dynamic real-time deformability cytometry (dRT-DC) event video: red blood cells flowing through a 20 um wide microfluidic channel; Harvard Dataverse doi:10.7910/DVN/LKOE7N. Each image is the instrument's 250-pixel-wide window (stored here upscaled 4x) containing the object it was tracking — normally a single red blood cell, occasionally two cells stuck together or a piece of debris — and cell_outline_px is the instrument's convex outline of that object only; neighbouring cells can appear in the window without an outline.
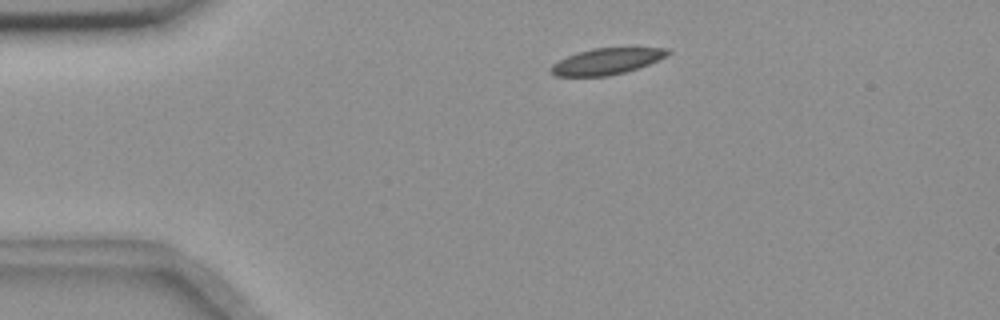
{"species": "common noctule bat (a hibernating species)", "species_latin": "Nyctalus noctula", "temperature_condition": "room temperature", "stored_images_in_passage": 45, "camera_frame_rate_fps": 3000, "um_per_image_px": 0.085, "animal": {"sex": "female", "body_mass_g": 18.4}, "frame": {"image": 1, "passage_image": 1, "time_ms": 0.0, "image_size_px": [1000, 320], "cell_outline_px": [[672, 52], [668, 56], [648, 64], [624, 72], [608, 76], [556, 76], [548, 72], [548, 68], [552, 64], [576, 52], [592, 48], [668, 48]], "centroid_in_image_um": [51.53, 5.21], "position_along_channel_um": 33.5, "area_um2": 17.86}}
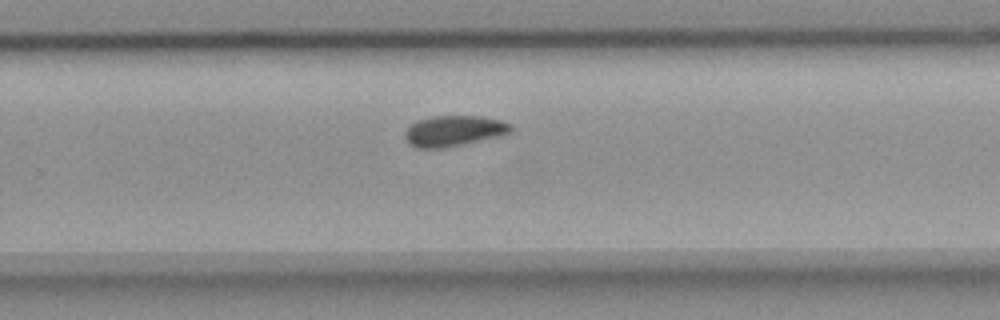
{"frame": {"image": 2, "passage_image": 26, "time_ms": 8.333, "image_size_px": [1000, 320], "cell_outline_px": [[512, 132], [500, 136], [444, 148], [416, 148], [408, 144], [404, 136], [404, 132], [416, 120], [432, 116], [480, 116], [500, 120], [512, 124]], "centroid_in_image_um": [38.56, 11.13], "position_along_channel_um": 291.2, "area_um2": 19.07}}
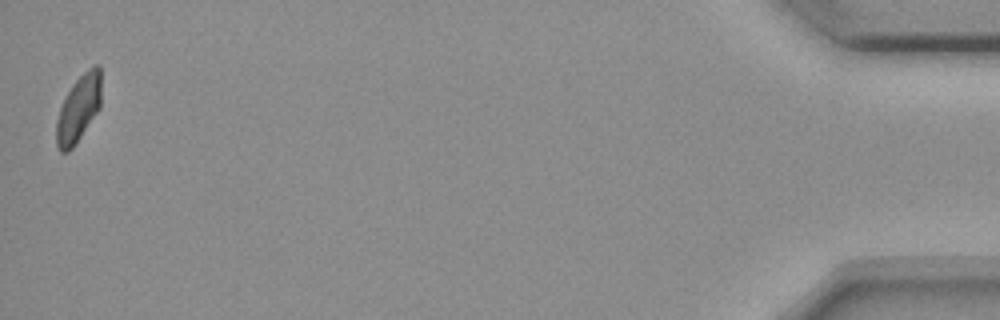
{"frame": {"image": 3, "passage_image": 45, "time_ms": 14.667, "image_size_px": [1000, 320], "cell_outline_px": [[100, 108], [76, 144], [68, 152], [60, 152], [56, 148], [56, 120], [60, 108], [72, 84], [88, 68], [96, 64], [100, 64]], "centroid_in_image_um": [6.67, 9.26], "position_along_channel_um": 428.5, "area_um2": 17.46}, "authors_computed_cell_mechanics": {"area_um2": 18.6116, "velocity_mm_per_s": 3.6305, "shape_relaxation_time_tau1_ms": 7.4289, "shape_relaxation_time_tau2_ms": 4.3229, "deformation_change_tau1": 0.1277, "deformation_change_tau2": 0.0796}}